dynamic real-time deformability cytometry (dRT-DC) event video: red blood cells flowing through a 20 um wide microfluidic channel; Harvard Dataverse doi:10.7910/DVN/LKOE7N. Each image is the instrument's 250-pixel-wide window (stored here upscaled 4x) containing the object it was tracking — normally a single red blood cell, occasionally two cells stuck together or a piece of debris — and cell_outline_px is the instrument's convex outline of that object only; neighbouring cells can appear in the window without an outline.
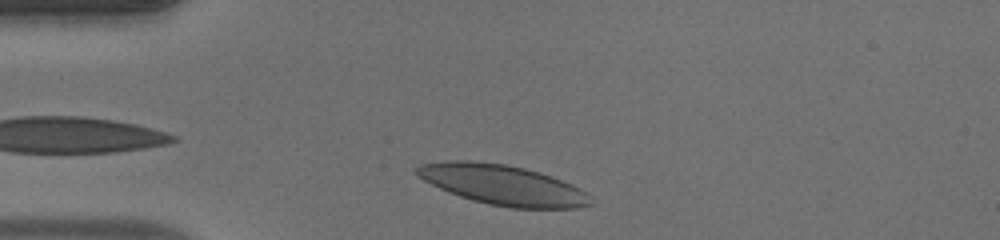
{"species": "human", "species_latin": "Homo sapiens", "temperature_condition": "warm", "stored_images_in_passage": 32, "camera_frame_rate_fps": 3000, "um_per_image_px": 0.085, "donor": {"sex": "male"}, "frame": {"image": 1, "passage_image": 2, "time_ms": 0.333, "image_size_px": [1000, 240], "cell_outline_px": [[588, 204], [572, 208], [512, 208], [488, 204], [472, 200], [460, 196], [440, 188], [424, 180], [416, 172], [416, 168], [420, 164], [456, 160], [460, 160], [504, 164], [524, 168], [560, 180], [584, 192]], "centroid_in_image_um": [42.63, 15.71], "position_along_channel_um": 42.4, "area_um2": 39.13}}
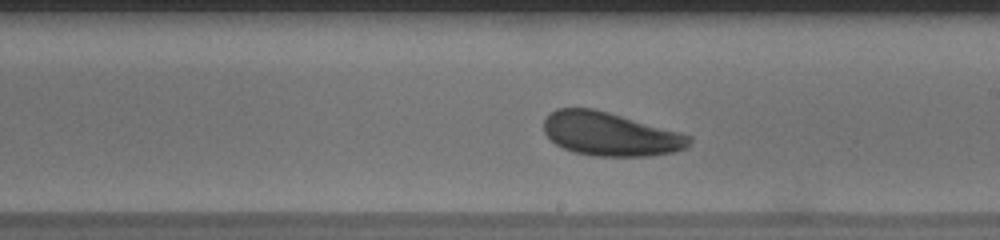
{"frame": {"image": 2, "passage_image": 18, "time_ms": 5.667, "image_size_px": [1000, 240], "cell_outline_px": [[692, 140], [688, 148], [676, 152], [648, 156], [596, 156], [576, 152], [564, 148], [556, 144], [544, 132], [544, 120], [556, 108], [592, 108], [608, 112], [680, 132], [692, 136]], "centroid_in_image_um": [51.91, 11.4], "position_along_channel_um": 237.1, "area_um2": 36.82}}
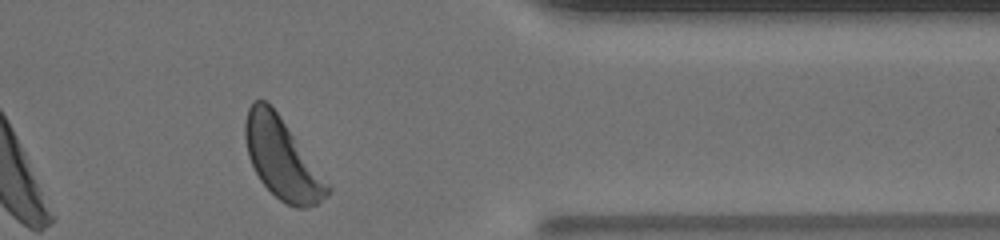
{"frame": {"image": 3, "passage_image": 30, "time_ms": 9.667, "image_size_px": [1000, 240], "cell_outline_px": [[332, 188], [328, 196], [316, 204], [304, 208], [296, 208], [280, 200], [260, 180], [248, 156], [244, 136], [244, 124], [248, 108], [252, 100], [264, 100], [276, 112]], "centroid_in_image_um": [23.95, 13.5], "position_along_channel_um": 387.4, "area_um2": 37.69}, "authors_computed_cell_mechanics": {"area_um2": 37.5989, "velocity_mm_per_s": 4.1553, "shape_relaxation_time_tau1_ms": 2.3, "shape_relaxation_time_tau2_ms": null, "deformation_change_tau1": 0.0814, "deformation_change_tau2": null}}